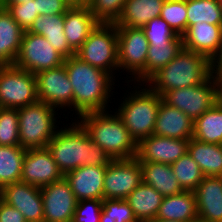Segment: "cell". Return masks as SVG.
<instances>
[{
	"label": "cell",
	"mask_w": 222,
	"mask_h": 222,
	"mask_svg": "<svg viewBox=\"0 0 222 222\" xmlns=\"http://www.w3.org/2000/svg\"><path fill=\"white\" fill-rule=\"evenodd\" d=\"M64 64L73 86V114L78 116L75 120L83 114L109 110L116 80L75 54L65 59Z\"/></svg>",
	"instance_id": "cell-1"
},
{
	"label": "cell",
	"mask_w": 222,
	"mask_h": 222,
	"mask_svg": "<svg viewBox=\"0 0 222 222\" xmlns=\"http://www.w3.org/2000/svg\"><path fill=\"white\" fill-rule=\"evenodd\" d=\"M71 122H68L69 125H61L47 145L63 175L80 166L110 164L113 161L111 156L92 141L88 132L77 120L72 119Z\"/></svg>",
	"instance_id": "cell-2"
},
{
	"label": "cell",
	"mask_w": 222,
	"mask_h": 222,
	"mask_svg": "<svg viewBox=\"0 0 222 222\" xmlns=\"http://www.w3.org/2000/svg\"><path fill=\"white\" fill-rule=\"evenodd\" d=\"M210 76V60L200 53L182 48L170 63L153 74L145 84L162 97L170 90L199 85Z\"/></svg>",
	"instance_id": "cell-3"
},
{
	"label": "cell",
	"mask_w": 222,
	"mask_h": 222,
	"mask_svg": "<svg viewBox=\"0 0 222 222\" xmlns=\"http://www.w3.org/2000/svg\"><path fill=\"white\" fill-rule=\"evenodd\" d=\"M77 121L113 160L136 157L137 143L114 110L83 114Z\"/></svg>",
	"instance_id": "cell-4"
},
{
	"label": "cell",
	"mask_w": 222,
	"mask_h": 222,
	"mask_svg": "<svg viewBox=\"0 0 222 222\" xmlns=\"http://www.w3.org/2000/svg\"><path fill=\"white\" fill-rule=\"evenodd\" d=\"M137 85V86H135ZM124 97L119 101L118 108L113 109L120 117L130 136L138 144L142 139L153 135L157 111L162 97L153 92L145 83L127 85ZM128 93V94H127Z\"/></svg>",
	"instance_id": "cell-5"
},
{
	"label": "cell",
	"mask_w": 222,
	"mask_h": 222,
	"mask_svg": "<svg viewBox=\"0 0 222 222\" xmlns=\"http://www.w3.org/2000/svg\"><path fill=\"white\" fill-rule=\"evenodd\" d=\"M59 110L44 102H37L18 109L20 146L24 149L47 148L50 140L61 127ZM58 115V116H57ZM57 123V124H56Z\"/></svg>",
	"instance_id": "cell-6"
},
{
	"label": "cell",
	"mask_w": 222,
	"mask_h": 222,
	"mask_svg": "<svg viewBox=\"0 0 222 222\" xmlns=\"http://www.w3.org/2000/svg\"><path fill=\"white\" fill-rule=\"evenodd\" d=\"M75 55L84 62L110 74L119 73L118 37L115 23L99 22ZM116 74V76H114Z\"/></svg>",
	"instance_id": "cell-7"
},
{
	"label": "cell",
	"mask_w": 222,
	"mask_h": 222,
	"mask_svg": "<svg viewBox=\"0 0 222 222\" xmlns=\"http://www.w3.org/2000/svg\"><path fill=\"white\" fill-rule=\"evenodd\" d=\"M116 28L119 72L130 73V76L126 75L128 78L125 83H145L149 43L143 29L126 26Z\"/></svg>",
	"instance_id": "cell-8"
},
{
	"label": "cell",
	"mask_w": 222,
	"mask_h": 222,
	"mask_svg": "<svg viewBox=\"0 0 222 222\" xmlns=\"http://www.w3.org/2000/svg\"><path fill=\"white\" fill-rule=\"evenodd\" d=\"M38 102L35 74L15 65L0 67V107L19 109Z\"/></svg>",
	"instance_id": "cell-9"
},
{
	"label": "cell",
	"mask_w": 222,
	"mask_h": 222,
	"mask_svg": "<svg viewBox=\"0 0 222 222\" xmlns=\"http://www.w3.org/2000/svg\"><path fill=\"white\" fill-rule=\"evenodd\" d=\"M35 77L38 101L53 106L57 110L61 109V113L59 112L61 115L64 109L63 115L69 121L67 111H73V86L69 80L65 64L39 71ZM64 111L67 112V117Z\"/></svg>",
	"instance_id": "cell-10"
},
{
	"label": "cell",
	"mask_w": 222,
	"mask_h": 222,
	"mask_svg": "<svg viewBox=\"0 0 222 222\" xmlns=\"http://www.w3.org/2000/svg\"><path fill=\"white\" fill-rule=\"evenodd\" d=\"M64 60L65 58L49 44L44 36L24 31L14 65L36 74L42 70L58 67L64 64Z\"/></svg>",
	"instance_id": "cell-11"
},
{
	"label": "cell",
	"mask_w": 222,
	"mask_h": 222,
	"mask_svg": "<svg viewBox=\"0 0 222 222\" xmlns=\"http://www.w3.org/2000/svg\"><path fill=\"white\" fill-rule=\"evenodd\" d=\"M162 100L194 121L217 103L215 79L211 75L199 85L167 91Z\"/></svg>",
	"instance_id": "cell-12"
},
{
	"label": "cell",
	"mask_w": 222,
	"mask_h": 222,
	"mask_svg": "<svg viewBox=\"0 0 222 222\" xmlns=\"http://www.w3.org/2000/svg\"><path fill=\"white\" fill-rule=\"evenodd\" d=\"M142 182V170L136 157L115 159L106 165L103 199H126Z\"/></svg>",
	"instance_id": "cell-13"
},
{
	"label": "cell",
	"mask_w": 222,
	"mask_h": 222,
	"mask_svg": "<svg viewBox=\"0 0 222 222\" xmlns=\"http://www.w3.org/2000/svg\"><path fill=\"white\" fill-rule=\"evenodd\" d=\"M44 211V222H72L77 200L70 184L61 180L40 187Z\"/></svg>",
	"instance_id": "cell-14"
},
{
	"label": "cell",
	"mask_w": 222,
	"mask_h": 222,
	"mask_svg": "<svg viewBox=\"0 0 222 222\" xmlns=\"http://www.w3.org/2000/svg\"><path fill=\"white\" fill-rule=\"evenodd\" d=\"M0 198L18 209L26 222H44V211L40 187L19 181L5 185Z\"/></svg>",
	"instance_id": "cell-15"
},
{
	"label": "cell",
	"mask_w": 222,
	"mask_h": 222,
	"mask_svg": "<svg viewBox=\"0 0 222 222\" xmlns=\"http://www.w3.org/2000/svg\"><path fill=\"white\" fill-rule=\"evenodd\" d=\"M64 177L47 148L27 149L20 181L43 187Z\"/></svg>",
	"instance_id": "cell-16"
},
{
	"label": "cell",
	"mask_w": 222,
	"mask_h": 222,
	"mask_svg": "<svg viewBox=\"0 0 222 222\" xmlns=\"http://www.w3.org/2000/svg\"><path fill=\"white\" fill-rule=\"evenodd\" d=\"M190 139H174L150 135L137 144L136 158L139 162L173 164L188 152Z\"/></svg>",
	"instance_id": "cell-17"
},
{
	"label": "cell",
	"mask_w": 222,
	"mask_h": 222,
	"mask_svg": "<svg viewBox=\"0 0 222 222\" xmlns=\"http://www.w3.org/2000/svg\"><path fill=\"white\" fill-rule=\"evenodd\" d=\"M106 166H80L64 177L70 184L77 201L103 199Z\"/></svg>",
	"instance_id": "cell-18"
},
{
	"label": "cell",
	"mask_w": 222,
	"mask_h": 222,
	"mask_svg": "<svg viewBox=\"0 0 222 222\" xmlns=\"http://www.w3.org/2000/svg\"><path fill=\"white\" fill-rule=\"evenodd\" d=\"M198 220L222 222V176H207L194 191Z\"/></svg>",
	"instance_id": "cell-19"
},
{
	"label": "cell",
	"mask_w": 222,
	"mask_h": 222,
	"mask_svg": "<svg viewBox=\"0 0 222 222\" xmlns=\"http://www.w3.org/2000/svg\"><path fill=\"white\" fill-rule=\"evenodd\" d=\"M194 121L184 112L172 107L161 99L153 135L174 139H191Z\"/></svg>",
	"instance_id": "cell-20"
},
{
	"label": "cell",
	"mask_w": 222,
	"mask_h": 222,
	"mask_svg": "<svg viewBox=\"0 0 222 222\" xmlns=\"http://www.w3.org/2000/svg\"><path fill=\"white\" fill-rule=\"evenodd\" d=\"M183 48L200 53L209 60L217 53L222 40V25L196 23L181 36Z\"/></svg>",
	"instance_id": "cell-21"
},
{
	"label": "cell",
	"mask_w": 222,
	"mask_h": 222,
	"mask_svg": "<svg viewBox=\"0 0 222 222\" xmlns=\"http://www.w3.org/2000/svg\"><path fill=\"white\" fill-rule=\"evenodd\" d=\"M98 23L88 6H71L64 14V34L69 47L76 52Z\"/></svg>",
	"instance_id": "cell-22"
},
{
	"label": "cell",
	"mask_w": 222,
	"mask_h": 222,
	"mask_svg": "<svg viewBox=\"0 0 222 222\" xmlns=\"http://www.w3.org/2000/svg\"><path fill=\"white\" fill-rule=\"evenodd\" d=\"M27 32L44 36L49 44L65 59L75 54L69 47L64 34V14L39 15Z\"/></svg>",
	"instance_id": "cell-23"
},
{
	"label": "cell",
	"mask_w": 222,
	"mask_h": 222,
	"mask_svg": "<svg viewBox=\"0 0 222 222\" xmlns=\"http://www.w3.org/2000/svg\"><path fill=\"white\" fill-rule=\"evenodd\" d=\"M24 30L7 9L0 7V64L14 65Z\"/></svg>",
	"instance_id": "cell-24"
},
{
	"label": "cell",
	"mask_w": 222,
	"mask_h": 222,
	"mask_svg": "<svg viewBox=\"0 0 222 222\" xmlns=\"http://www.w3.org/2000/svg\"><path fill=\"white\" fill-rule=\"evenodd\" d=\"M156 218L181 222L198 221L196 195L192 191L163 197Z\"/></svg>",
	"instance_id": "cell-25"
},
{
	"label": "cell",
	"mask_w": 222,
	"mask_h": 222,
	"mask_svg": "<svg viewBox=\"0 0 222 222\" xmlns=\"http://www.w3.org/2000/svg\"><path fill=\"white\" fill-rule=\"evenodd\" d=\"M165 0H126L116 27L143 28L155 17H160Z\"/></svg>",
	"instance_id": "cell-26"
},
{
	"label": "cell",
	"mask_w": 222,
	"mask_h": 222,
	"mask_svg": "<svg viewBox=\"0 0 222 222\" xmlns=\"http://www.w3.org/2000/svg\"><path fill=\"white\" fill-rule=\"evenodd\" d=\"M142 182L152 186L163 197L179 194L180 187L170 164L158 162H140Z\"/></svg>",
	"instance_id": "cell-27"
},
{
	"label": "cell",
	"mask_w": 222,
	"mask_h": 222,
	"mask_svg": "<svg viewBox=\"0 0 222 222\" xmlns=\"http://www.w3.org/2000/svg\"><path fill=\"white\" fill-rule=\"evenodd\" d=\"M125 200L138 222H148L156 218L163 196L152 186L141 182Z\"/></svg>",
	"instance_id": "cell-28"
},
{
	"label": "cell",
	"mask_w": 222,
	"mask_h": 222,
	"mask_svg": "<svg viewBox=\"0 0 222 222\" xmlns=\"http://www.w3.org/2000/svg\"><path fill=\"white\" fill-rule=\"evenodd\" d=\"M188 153L199 165L204 176H222V145L191 138Z\"/></svg>",
	"instance_id": "cell-29"
},
{
	"label": "cell",
	"mask_w": 222,
	"mask_h": 222,
	"mask_svg": "<svg viewBox=\"0 0 222 222\" xmlns=\"http://www.w3.org/2000/svg\"><path fill=\"white\" fill-rule=\"evenodd\" d=\"M193 138L222 145V106L216 103L194 120Z\"/></svg>",
	"instance_id": "cell-30"
},
{
	"label": "cell",
	"mask_w": 222,
	"mask_h": 222,
	"mask_svg": "<svg viewBox=\"0 0 222 222\" xmlns=\"http://www.w3.org/2000/svg\"><path fill=\"white\" fill-rule=\"evenodd\" d=\"M26 149L0 145V190L8 184L19 182Z\"/></svg>",
	"instance_id": "cell-31"
},
{
	"label": "cell",
	"mask_w": 222,
	"mask_h": 222,
	"mask_svg": "<svg viewBox=\"0 0 222 222\" xmlns=\"http://www.w3.org/2000/svg\"><path fill=\"white\" fill-rule=\"evenodd\" d=\"M182 48L181 36H178L171 43H149L146 62V81L159 69L170 63Z\"/></svg>",
	"instance_id": "cell-32"
},
{
	"label": "cell",
	"mask_w": 222,
	"mask_h": 222,
	"mask_svg": "<svg viewBox=\"0 0 222 222\" xmlns=\"http://www.w3.org/2000/svg\"><path fill=\"white\" fill-rule=\"evenodd\" d=\"M187 28L198 22L222 25L220 0H186Z\"/></svg>",
	"instance_id": "cell-33"
},
{
	"label": "cell",
	"mask_w": 222,
	"mask_h": 222,
	"mask_svg": "<svg viewBox=\"0 0 222 222\" xmlns=\"http://www.w3.org/2000/svg\"><path fill=\"white\" fill-rule=\"evenodd\" d=\"M171 167L183 191L194 192L205 177L199 165L188 152L171 164Z\"/></svg>",
	"instance_id": "cell-34"
},
{
	"label": "cell",
	"mask_w": 222,
	"mask_h": 222,
	"mask_svg": "<svg viewBox=\"0 0 222 222\" xmlns=\"http://www.w3.org/2000/svg\"><path fill=\"white\" fill-rule=\"evenodd\" d=\"M160 17L178 36H182L187 29L186 0H165Z\"/></svg>",
	"instance_id": "cell-35"
},
{
	"label": "cell",
	"mask_w": 222,
	"mask_h": 222,
	"mask_svg": "<svg viewBox=\"0 0 222 222\" xmlns=\"http://www.w3.org/2000/svg\"><path fill=\"white\" fill-rule=\"evenodd\" d=\"M18 109L0 107V145L18 146L19 138Z\"/></svg>",
	"instance_id": "cell-36"
},
{
	"label": "cell",
	"mask_w": 222,
	"mask_h": 222,
	"mask_svg": "<svg viewBox=\"0 0 222 222\" xmlns=\"http://www.w3.org/2000/svg\"><path fill=\"white\" fill-rule=\"evenodd\" d=\"M100 222H138L125 199H103Z\"/></svg>",
	"instance_id": "cell-37"
},
{
	"label": "cell",
	"mask_w": 222,
	"mask_h": 222,
	"mask_svg": "<svg viewBox=\"0 0 222 222\" xmlns=\"http://www.w3.org/2000/svg\"><path fill=\"white\" fill-rule=\"evenodd\" d=\"M126 0H90L92 15L102 23H115L121 16Z\"/></svg>",
	"instance_id": "cell-38"
},
{
	"label": "cell",
	"mask_w": 222,
	"mask_h": 222,
	"mask_svg": "<svg viewBox=\"0 0 222 222\" xmlns=\"http://www.w3.org/2000/svg\"><path fill=\"white\" fill-rule=\"evenodd\" d=\"M148 43H171L178 35L161 17H155L143 28Z\"/></svg>",
	"instance_id": "cell-39"
},
{
	"label": "cell",
	"mask_w": 222,
	"mask_h": 222,
	"mask_svg": "<svg viewBox=\"0 0 222 222\" xmlns=\"http://www.w3.org/2000/svg\"><path fill=\"white\" fill-rule=\"evenodd\" d=\"M3 8L11 14L13 19L20 25V27L27 31L34 20L39 16L37 14L36 0L27 1L17 5H2Z\"/></svg>",
	"instance_id": "cell-40"
},
{
	"label": "cell",
	"mask_w": 222,
	"mask_h": 222,
	"mask_svg": "<svg viewBox=\"0 0 222 222\" xmlns=\"http://www.w3.org/2000/svg\"><path fill=\"white\" fill-rule=\"evenodd\" d=\"M103 199L77 201L72 222H100Z\"/></svg>",
	"instance_id": "cell-41"
},
{
	"label": "cell",
	"mask_w": 222,
	"mask_h": 222,
	"mask_svg": "<svg viewBox=\"0 0 222 222\" xmlns=\"http://www.w3.org/2000/svg\"><path fill=\"white\" fill-rule=\"evenodd\" d=\"M38 15L65 14L71 7L66 0H36Z\"/></svg>",
	"instance_id": "cell-42"
},
{
	"label": "cell",
	"mask_w": 222,
	"mask_h": 222,
	"mask_svg": "<svg viewBox=\"0 0 222 222\" xmlns=\"http://www.w3.org/2000/svg\"><path fill=\"white\" fill-rule=\"evenodd\" d=\"M0 222H26L22 213L0 198Z\"/></svg>",
	"instance_id": "cell-43"
},
{
	"label": "cell",
	"mask_w": 222,
	"mask_h": 222,
	"mask_svg": "<svg viewBox=\"0 0 222 222\" xmlns=\"http://www.w3.org/2000/svg\"><path fill=\"white\" fill-rule=\"evenodd\" d=\"M211 73H222V40L217 53L210 60Z\"/></svg>",
	"instance_id": "cell-44"
},
{
	"label": "cell",
	"mask_w": 222,
	"mask_h": 222,
	"mask_svg": "<svg viewBox=\"0 0 222 222\" xmlns=\"http://www.w3.org/2000/svg\"><path fill=\"white\" fill-rule=\"evenodd\" d=\"M216 83L217 103L222 106V73H211Z\"/></svg>",
	"instance_id": "cell-45"
},
{
	"label": "cell",
	"mask_w": 222,
	"mask_h": 222,
	"mask_svg": "<svg viewBox=\"0 0 222 222\" xmlns=\"http://www.w3.org/2000/svg\"><path fill=\"white\" fill-rule=\"evenodd\" d=\"M70 6H87L90 0H66Z\"/></svg>",
	"instance_id": "cell-46"
},
{
	"label": "cell",
	"mask_w": 222,
	"mask_h": 222,
	"mask_svg": "<svg viewBox=\"0 0 222 222\" xmlns=\"http://www.w3.org/2000/svg\"><path fill=\"white\" fill-rule=\"evenodd\" d=\"M31 0H5L1 5H17Z\"/></svg>",
	"instance_id": "cell-47"
},
{
	"label": "cell",
	"mask_w": 222,
	"mask_h": 222,
	"mask_svg": "<svg viewBox=\"0 0 222 222\" xmlns=\"http://www.w3.org/2000/svg\"><path fill=\"white\" fill-rule=\"evenodd\" d=\"M148 222H181V221H176V220H165L161 218H155L154 220L148 221Z\"/></svg>",
	"instance_id": "cell-48"
}]
</instances>
